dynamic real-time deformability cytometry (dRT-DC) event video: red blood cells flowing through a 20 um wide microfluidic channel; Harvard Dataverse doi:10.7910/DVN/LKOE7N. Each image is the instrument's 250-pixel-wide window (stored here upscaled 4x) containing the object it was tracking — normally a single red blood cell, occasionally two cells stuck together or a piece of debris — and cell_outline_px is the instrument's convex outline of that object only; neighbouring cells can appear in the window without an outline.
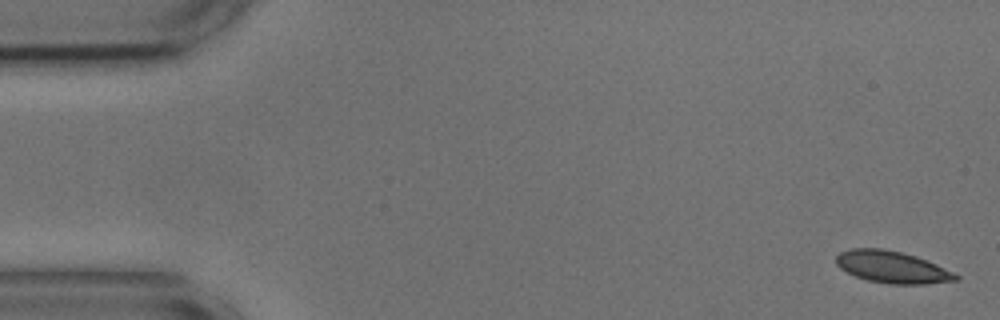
{"species": "common noctule bat (a hibernating species)", "species_latin": "Nyctalus noctula", "temperature_condition": "cold", "stored_images_in_passage": 6, "camera_frame_rate_fps": 3000, "um_per_image_px": 0.085, "animal": {"sex": "male", "body_mass_g": 17.9, "forearm_length_mm": 54.2}, "frame": {"image": 1, "passage_image": 1, "time_ms": 0.0, "image_size_px": [1000, 320], "cell_outline_px": [[960, 280], [924, 284], [892, 284], [868, 280], [856, 276], [840, 268], [836, 264], [836, 256], [840, 252], [852, 248], [880, 248], [900, 252], [916, 256], [936, 264], [960, 276]], "centroid_in_image_um": [75.83, 22.7], "position_along_channel_um": 9.2, "area_um2": 22.08}}